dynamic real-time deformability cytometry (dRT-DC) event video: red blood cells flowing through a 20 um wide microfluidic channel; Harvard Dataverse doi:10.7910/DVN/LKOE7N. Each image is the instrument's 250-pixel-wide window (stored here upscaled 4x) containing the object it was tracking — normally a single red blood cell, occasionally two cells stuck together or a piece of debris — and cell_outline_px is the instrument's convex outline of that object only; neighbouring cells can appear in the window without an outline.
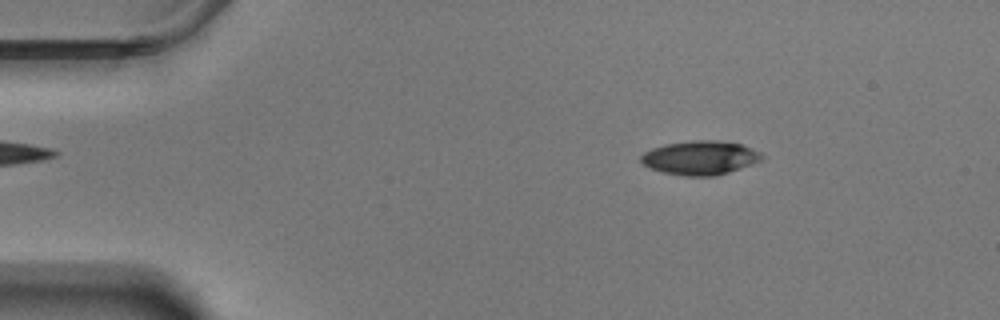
{"species": "Egyptian fruit bat (a non-hibernating species)", "species_latin": "Rousettus aegyptiacus", "temperature_condition": "warm", "stored_images_in_passage": 57, "camera_frame_rate_fps": 3000, "um_per_image_px": 0.085, "animal": {"sex": "male"}, "frame": {"image": 1, "passage_image": 8, "time_ms": 2.333, "image_size_px": [1000, 320], "cell_outline_px": [[764, 156], [760, 160], [752, 164], [716, 176], [684, 176], [664, 172], [648, 168], [640, 160], [640, 156], [644, 152], [652, 148], [664, 144], [692, 140], [716, 140], [740, 144], [760, 152]], "centroid_in_image_um": [59.48, 13.41], "position_along_channel_um": 25.5, "area_um2": 23.87}}
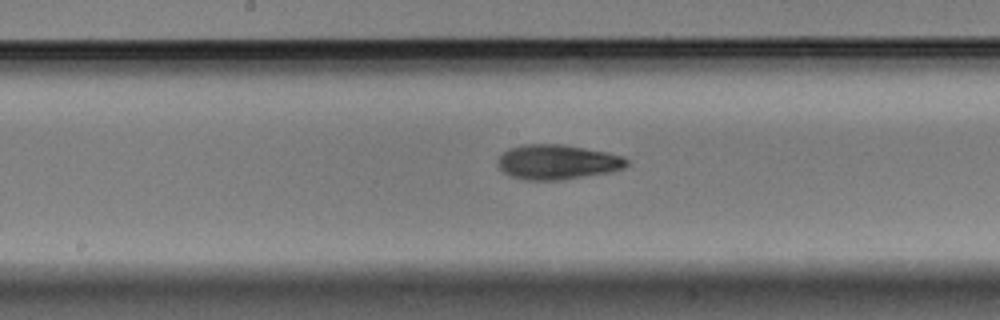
{"frame": {"image": 2, "passage_image": 29, "time_ms": 9.333, "image_size_px": [1000, 320], "cell_outline_px": [[628, 164], [624, 168], [612, 172], [560, 180], [524, 180], [508, 176], [500, 168], [496, 160], [508, 148], [524, 144], [560, 144], [608, 152], [624, 156], [628, 160]], "centroid_in_image_um": [47.38, 13.78], "position_along_channel_um": 200.8, "area_um2": 26.36}}
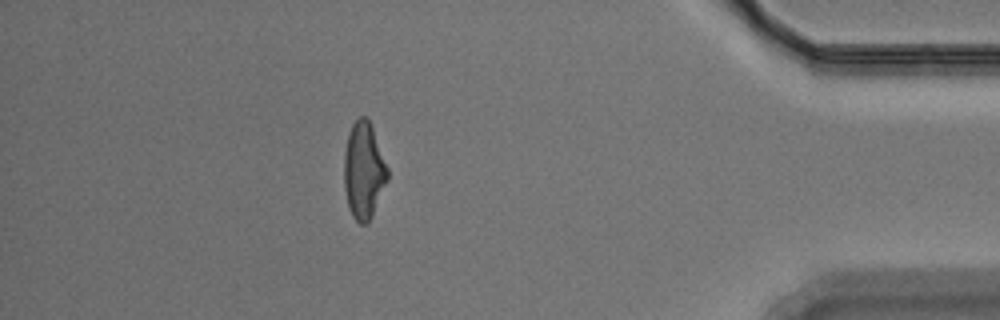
{"frame": {"image": 3, "passage_image": 50, "time_ms": 16.333, "image_size_px": [1000, 320], "cell_outline_px": [[388, 180], [372, 216], [368, 224], [360, 224], [352, 216], [348, 208], [344, 188], [344, 152], [348, 132], [352, 124], [360, 116], [364, 116], [368, 120], [372, 128], [388, 168]], "centroid_in_image_um": [30.9, 14.53], "position_along_channel_um": 404.3, "area_um2": 24.57}, "authors_computed_cell_mechanics": {"area_um2": 24.565, "velocity_mm_per_s": 3.5154, "shape_relaxation_time_tau1_ms": 4.7681, "shape_relaxation_time_tau2_ms": 3.2519, "deformation_change_tau1": 0.1703, "deformation_change_tau2": 0.1148}}